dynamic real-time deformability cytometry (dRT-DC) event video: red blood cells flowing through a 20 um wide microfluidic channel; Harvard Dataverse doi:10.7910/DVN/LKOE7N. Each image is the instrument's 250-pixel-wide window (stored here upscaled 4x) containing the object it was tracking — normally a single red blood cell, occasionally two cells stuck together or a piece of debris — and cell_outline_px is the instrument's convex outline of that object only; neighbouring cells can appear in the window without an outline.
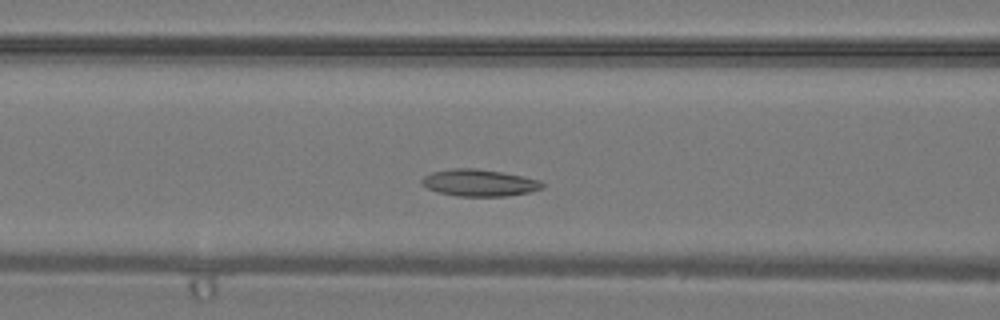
{"species": "common noctule bat (a hibernating species)", "species_latin": "Nyctalus noctula", "temperature_condition": "warm", "stored_images_in_passage": 33, "camera_frame_rate_fps": 3000, "um_per_image_px": 0.085, "animal": {"sex": "male", "body_mass_g": 19.2, "forearm_length_mm": 51.8}, "frame": {"image": 1, "passage_image": 10, "time_ms": 3.0, "image_size_px": [1000, 320], "cell_outline_px": [[544, 188], [528, 192], [504, 196], [456, 196], [436, 192], [420, 184], [420, 180], [424, 176], [432, 172], [452, 168], [476, 168], [500, 172], [540, 180], [544, 184]], "centroid_in_image_um": [40.68, 15.54], "position_along_channel_um": 125.9, "area_um2": 18.84}}
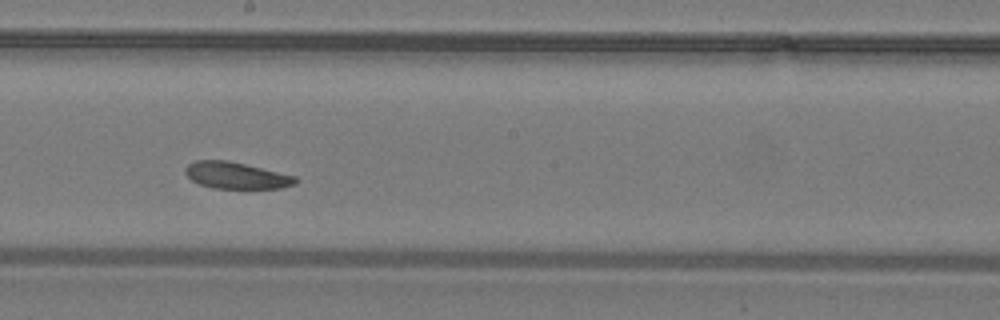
{"frame": {"image": 2, "passage_image": 16, "time_ms": 5.0, "image_size_px": [1000, 320], "cell_outline_px": [[300, 180], [296, 184], [280, 188], [212, 188], [200, 184], [192, 180], [184, 172], [184, 168], [188, 164], [196, 160], [228, 160], [296, 176]], "centroid_in_image_um": [20.09, 14.91], "position_along_channel_um": 228.1, "area_um2": 17.11}}
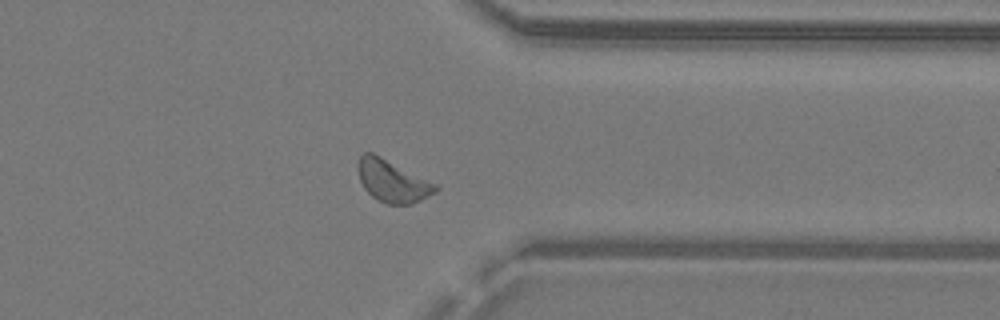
{"frame": {"image": 3, "passage_image": 25, "time_ms": 8.0, "image_size_px": [1000, 320], "cell_outline_px": [[440, 188], [436, 192], [412, 204], [388, 204], [372, 196], [364, 188], [360, 180], [356, 168], [356, 164], [360, 156], [364, 152], [372, 152], [436, 184]], "centroid_in_image_um": [33.32, 15.38], "position_along_channel_um": 378.1, "area_um2": 18.84}}